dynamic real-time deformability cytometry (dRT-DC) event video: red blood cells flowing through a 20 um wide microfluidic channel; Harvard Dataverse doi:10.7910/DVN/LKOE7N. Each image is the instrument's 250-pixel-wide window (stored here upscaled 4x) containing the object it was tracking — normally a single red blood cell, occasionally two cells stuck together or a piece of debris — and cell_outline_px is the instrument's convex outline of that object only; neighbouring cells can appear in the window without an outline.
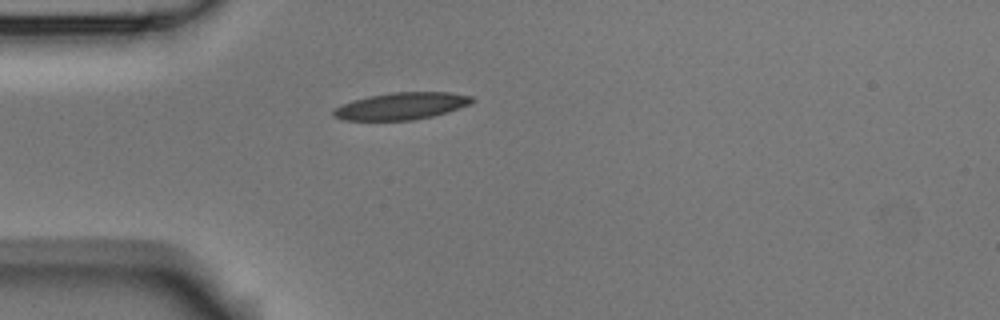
{"species": "Egyptian fruit bat (a non-hibernating species)", "species_latin": "Rousettus aegyptiacus", "temperature_condition": "room temperature", "stored_images_in_passage": 1, "camera_frame_rate_fps": 3000, "um_per_image_px": 0.085, "animal": {"sex": "male"}, "frame": {"image": 1, "passage_image": 1, "time_ms": 0.0, "image_size_px": [1000, 320], "cell_outline_px": [[476, 100], [468, 104], [448, 112], [432, 116], [412, 120], [344, 120], [332, 116], [332, 112], [336, 108], [352, 100], [368, 96], [392, 92], [452, 92], [472, 96]], "centroid_in_image_um": [34.13, 9.01], "position_along_channel_um": 50.9, "area_um2": 21.79}}